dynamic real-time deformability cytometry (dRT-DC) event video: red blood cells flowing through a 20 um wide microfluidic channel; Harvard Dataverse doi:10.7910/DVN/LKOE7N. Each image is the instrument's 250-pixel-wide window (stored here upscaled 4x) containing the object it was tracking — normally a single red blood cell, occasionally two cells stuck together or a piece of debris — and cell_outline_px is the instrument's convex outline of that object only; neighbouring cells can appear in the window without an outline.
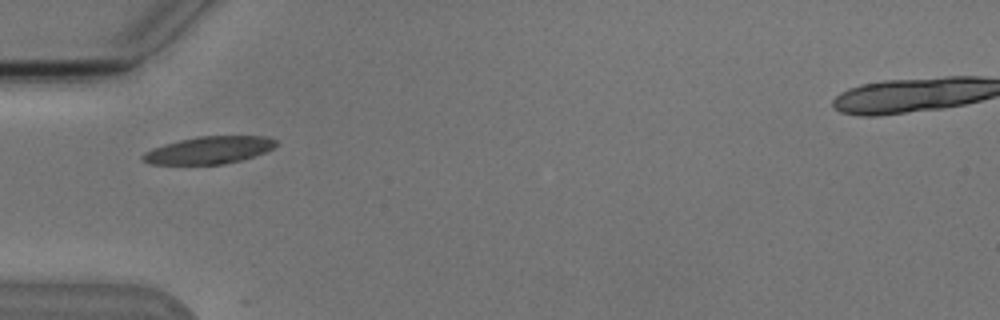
{"species": "Egyptian fruit bat (a non-hibernating species)", "species_latin": "Rousettus aegyptiacus", "temperature_condition": "cold", "stored_images_in_passage": 5, "camera_frame_rate_fps": 3000, "um_per_image_px": 0.085, "animal": {"sex": "male"}, "frame": {"image": 1, "passage_image": 1, "time_ms": 0.0, "image_size_px": [1000, 320], "cell_outline_px": [[276, 144], [272, 148], [264, 152], [240, 160], [224, 164], [148, 164], [140, 160], [140, 156], [144, 152], [152, 148], [164, 144], [196, 136], [264, 136], [276, 140]], "centroid_in_image_um": [17.68, 12.76], "position_along_channel_um": 67.3, "area_um2": 21.15}}
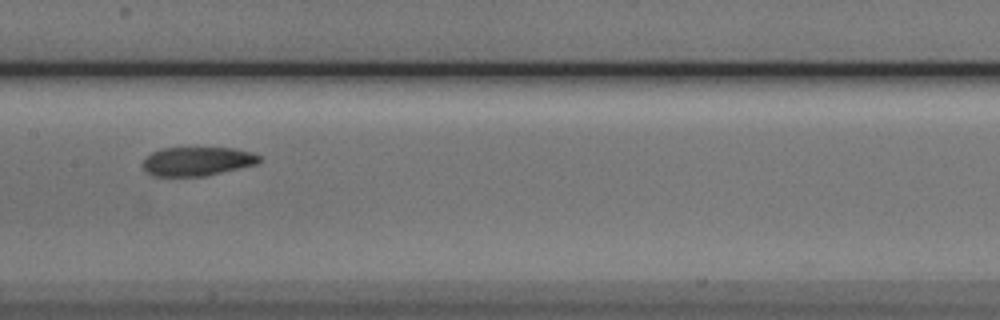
{"frame": {"image": 2, "passage_image": 4, "time_ms": 3.333, "image_size_px": [1000, 320], "cell_outline_px": [[260, 160], [256, 164], [204, 176], [152, 176], [144, 168], [144, 160], [152, 152], [160, 148], [232, 148], [252, 152], [260, 156]], "centroid_in_image_um": [16.76, 13.71], "position_along_channel_um": 190.6, "area_um2": 19.36}}
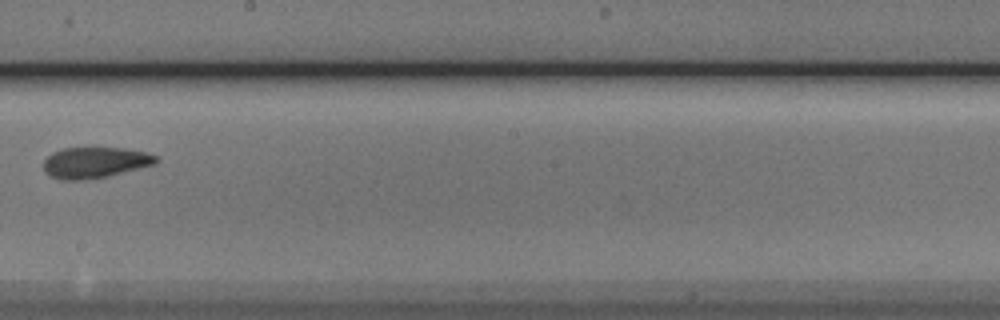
{"frame": {"image": 3, "passage_image": 5, "time_ms": 4.667, "image_size_px": [1000, 320], "cell_outline_px": [[160, 160], [156, 164], [108, 176], [80, 180], [60, 180], [44, 172], [44, 160], [52, 152], [64, 148], [92, 144], [124, 148], [148, 152], [156, 156]], "centroid_in_image_um": [8.09, 13.76], "position_along_channel_um": 240.1, "area_um2": 21.21}}